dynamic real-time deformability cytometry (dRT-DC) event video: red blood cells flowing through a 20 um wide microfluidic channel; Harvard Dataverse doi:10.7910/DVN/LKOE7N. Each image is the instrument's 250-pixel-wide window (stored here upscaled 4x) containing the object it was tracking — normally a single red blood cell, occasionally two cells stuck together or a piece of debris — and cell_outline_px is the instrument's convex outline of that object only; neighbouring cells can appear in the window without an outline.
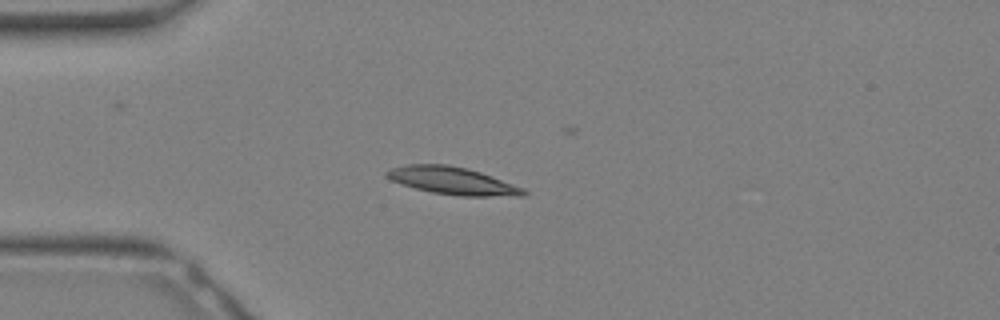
{"species": "Egyptian fruit bat (a non-hibernating species)", "species_latin": "Rousettus aegyptiacus", "temperature_condition": "warm", "stored_images_in_passage": 32, "camera_frame_rate_fps": 3000, "um_per_image_px": 0.085, "animal": {"sex": "female"}, "frame": {"image": 1, "passage_image": 8, "time_ms": 2.333, "image_size_px": [1000, 320], "cell_outline_px": [[528, 192], [524, 196], [460, 196], [432, 192], [400, 184], [384, 176], [384, 172], [392, 168], [408, 164], [448, 164], [480, 172], [524, 188]], "centroid_in_image_um": [38.45, 15.37], "position_along_channel_um": 46.6, "area_um2": 21.79}}
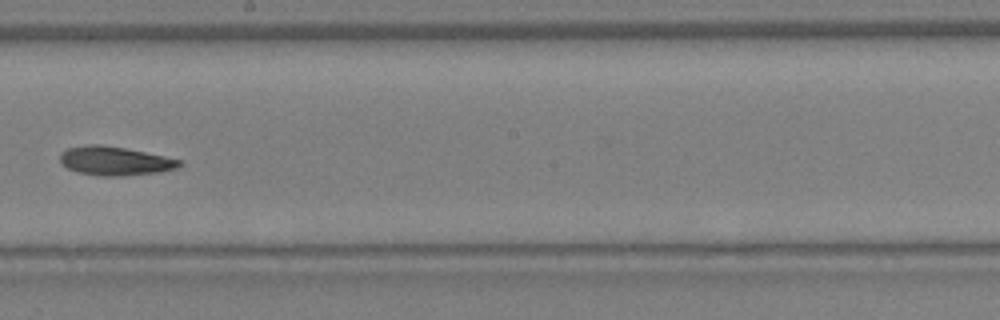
{"frame": {"image": 2, "passage_image": 18, "time_ms": 5.667, "image_size_px": [1000, 320], "cell_outline_px": [[184, 164], [176, 168], [160, 172], [120, 176], [100, 176], [76, 172], [60, 164], [60, 152], [68, 148], [84, 144], [100, 144], [124, 148], [164, 156], [180, 160]], "centroid_in_image_um": [9.72, 13.68], "position_along_channel_um": 238.5, "area_um2": 20.17}}
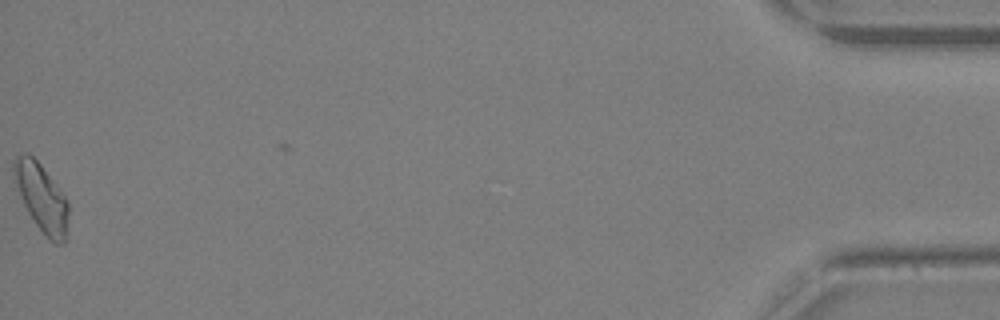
{"frame": {"image": 3, "passage_image": 32, "time_ms": 10.333, "image_size_px": [1000, 320], "cell_outline_px": [[68, 212], [64, 244], [56, 244], [36, 224], [28, 212], [24, 204], [12, 172], [12, 164], [16, 156], [28, 152], [40, 164], [68, 200]], "centroid_in_image_um": [3.52, 16.75], "position_along_channel_um": 431.7, "area_um2": 20.92}}